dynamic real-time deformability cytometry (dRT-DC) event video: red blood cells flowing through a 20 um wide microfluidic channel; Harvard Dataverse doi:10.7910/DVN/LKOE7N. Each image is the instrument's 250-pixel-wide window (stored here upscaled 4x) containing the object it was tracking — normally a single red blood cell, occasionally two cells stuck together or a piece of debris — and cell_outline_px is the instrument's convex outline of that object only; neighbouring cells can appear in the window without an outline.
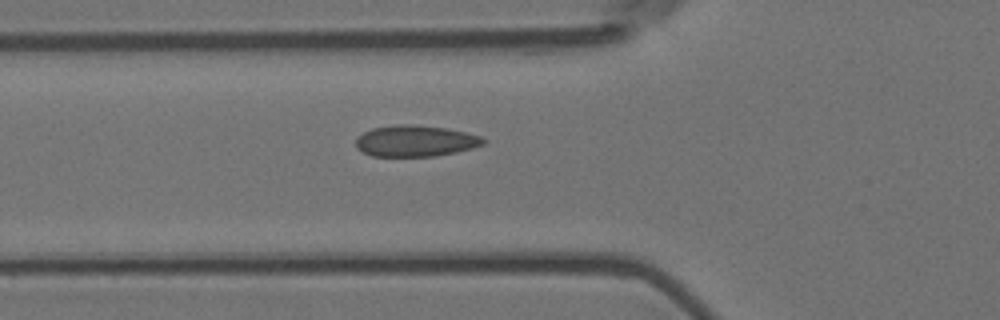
{"species": "Egyptian fruit bat (a non-hibernating species)", "species_latin": "Rousettus aegyptiacus", "temperature_condition": "room temperature", "stored_images_in_passage": 6, "camera_frame_rate_fps": 3000, "um_per_image_px": 0.085, "animal": {"sex": "female"}, "frame": {"image": 1, "passage_image": 6, "time_ms": 1.667, "image_size_px": [1000, 320], "cell_outline_px": [[488, 140], [484, 144], [472, 148], [456, 152], [436, 156], [372, 156], [356, 148], [356, 136], [372, 128], [396, 124], [412, 124], [448, 128], [480, 136]], "centroid_in_image_um": [35.31, 11.97], "position_along_channel_um": 90.5, "area_um2": 23.35}}